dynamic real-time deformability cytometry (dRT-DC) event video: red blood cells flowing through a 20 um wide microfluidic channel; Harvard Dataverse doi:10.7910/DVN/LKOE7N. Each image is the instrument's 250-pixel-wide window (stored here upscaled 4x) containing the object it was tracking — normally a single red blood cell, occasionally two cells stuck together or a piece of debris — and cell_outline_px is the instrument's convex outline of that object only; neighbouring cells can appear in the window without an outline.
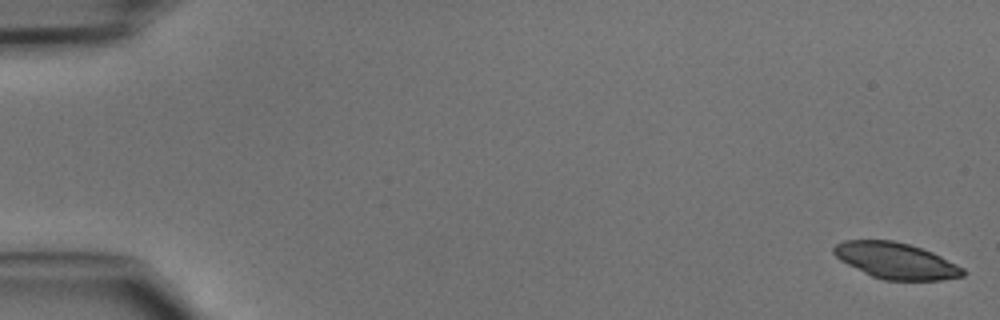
{"species": "common noctule bat (a hibernating species)", "species_latin": "Nyctalus noctula", "temperature_condition": "cold", "stored_images_in_passage": 47, "camera_frame_rate_fps": 3000, "um_per_image_px": 0.085, "animal": {"sex": "male", "body_mass_g": 15.6}, "frame": {"image": 1, "passage_image": 1, "time_ms": 0.0, "image_size_px": [1000, 320], "cell_outline_px": [[964, 276], [940, 280], [884, 280], [872, 276], [840, 260], [832, 252], [832, 248], [836, 244], [844, 240], [892, 240], [908, 244], [932, 252], [964, 268]], "centroid_in_image_um": [76.14, 22.16], "position_along_channel_um": 8.9, "area_um2": 26.93}}
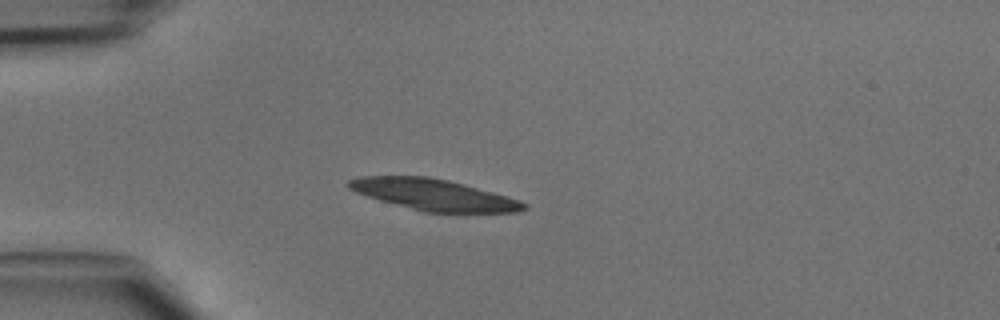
{"frame": {"image": 2, "passage_image": 13, "time_ms": 4.0, "image_size_px": [1000, 320], "cell_outline_px": [[528, 208], [516, 212], [424, 212], [380, 200], [356, 192], [348, 188], [344, 184], [348, 180], [360, 176], [428, 176], [448, 180], [464, 184], [520, 200], [528, 204]], "centroid_in_image_um": [36.84, 16.54], "position_along_channel_um": 48.2, "area_um2": 31.67}}